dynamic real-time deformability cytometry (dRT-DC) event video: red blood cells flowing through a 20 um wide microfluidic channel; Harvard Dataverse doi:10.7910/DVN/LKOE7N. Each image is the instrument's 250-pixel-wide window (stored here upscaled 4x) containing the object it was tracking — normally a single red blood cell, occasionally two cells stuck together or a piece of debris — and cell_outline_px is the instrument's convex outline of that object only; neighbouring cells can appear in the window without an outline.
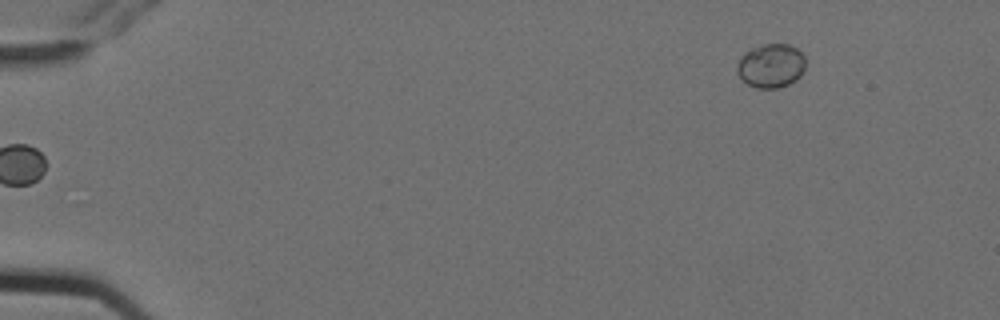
{"species": "Egyptian fruit bat (a non-hibernating species)", "species_latin": "Rousettus aegyptiacus", "temperature_condition": "cold", "stored_images_in_passage": 2, "camera_frame_rate_fps": 3000, "um_per_image_px": 0.085, "animal": {"sex": "female"}, "frame": {"image": 1, "passage_image": 2, "time_ms": 0.333, "image_size_px": [1000, 320], "cell_outline_px": [[804, 68], [800, 76], [796, 80], [780, 88], [756, 88], [748, 84], [736, 72], [736, 64], [740, 56], [744, 52], [760, 44], [788, 44], [796, 48], [804, 56]], "centroid_in_image_um": [65.5, 5.58], "position_along_channel_um": 19.5, "area_um2": 17.63}}